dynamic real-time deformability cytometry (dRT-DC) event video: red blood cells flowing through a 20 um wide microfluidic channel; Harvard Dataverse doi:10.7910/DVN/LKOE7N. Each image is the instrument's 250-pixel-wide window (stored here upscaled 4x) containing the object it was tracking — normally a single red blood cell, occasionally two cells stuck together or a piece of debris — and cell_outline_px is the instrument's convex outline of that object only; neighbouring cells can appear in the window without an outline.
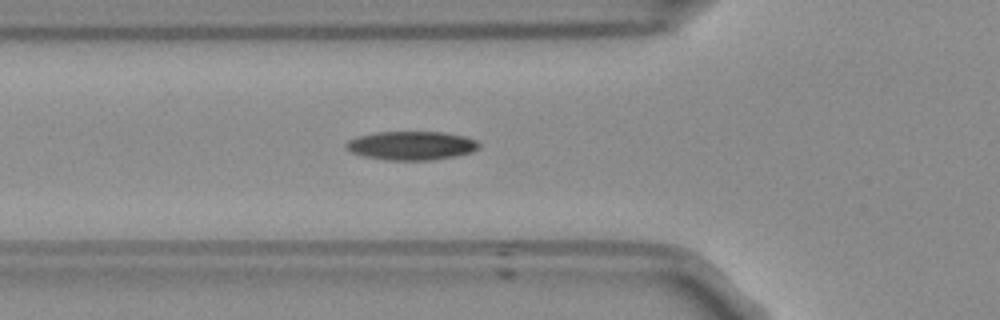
{"species": "Egyptian fruit bat (a non-hibernating species)", "species_latin": "Rousettus aegyptiacus", "temperature_condition": "room temperature", "stored_images_in_passage": 42, "camera_frame_rate_fps": 3000, "um_per_image_px": 0.085, "frame": {"image": 1, "passage_image": 10, "time_ms": 3.0, "image_size_px": [1000, 320], "cell_outline_px": [[480, 144], [472, 152], [456, 156], [432, 160], [388, 160], [364, 156], [352, 152], [344, 144], [348, 140], [360, 136], [376, 132], [440, 132], [464, 136], [476, 140]], "centroid_in_image_um": [34.98, 12.38], "position_along_channel_um": 90.8, "area_um2": 22.02}}
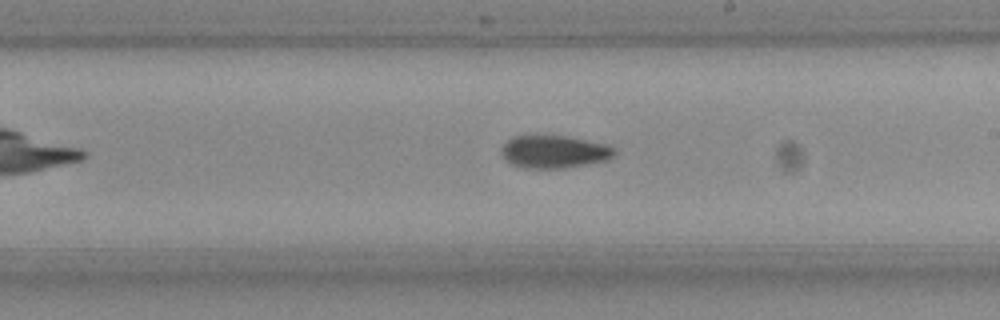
{"frame": {"image": 2, "passage_image": 22, "time_ms": 7.0, "image_size_px": [1000, 320], "cell_outline_px": [[616, 156], [608, 160], [564, 168], [520, 168], [504, 160], [504, 144], [508, 140], [516, 136], [564, 136], [604, 144], [612, 148], [616, 152]], "centroid_in_image_um": [47.12, 12.92], "position_along_channel_um": 241.9, "area_um2": 21.15}}
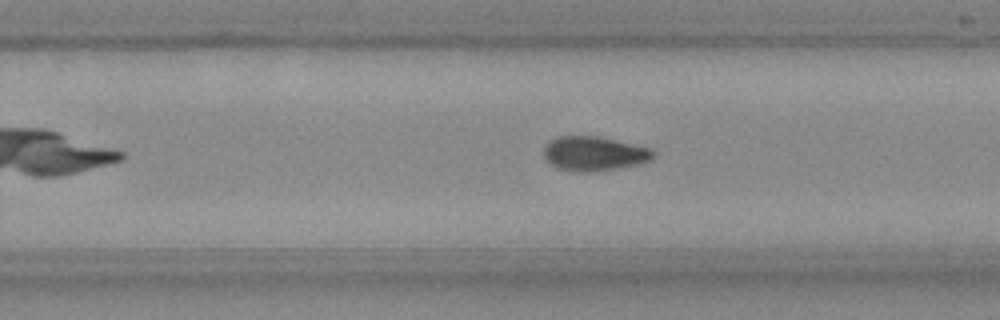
{"frame": {"image": 3, "passage_image": 25, "time_ms": 8.0, "image_size_px": [1000, 320], "cell_outline_px": [[656, 152], [648, 160], [636, 164], [592, 172], [580, 172], [556, 168], [544, 156], [544, 148], [552, 140], [560, 136], [600, 136], [648, 148]], "centroid_in_image_um": [50.46, 13.05], "position_along_channel_um": 279.3, "area_um2": 21.39}}